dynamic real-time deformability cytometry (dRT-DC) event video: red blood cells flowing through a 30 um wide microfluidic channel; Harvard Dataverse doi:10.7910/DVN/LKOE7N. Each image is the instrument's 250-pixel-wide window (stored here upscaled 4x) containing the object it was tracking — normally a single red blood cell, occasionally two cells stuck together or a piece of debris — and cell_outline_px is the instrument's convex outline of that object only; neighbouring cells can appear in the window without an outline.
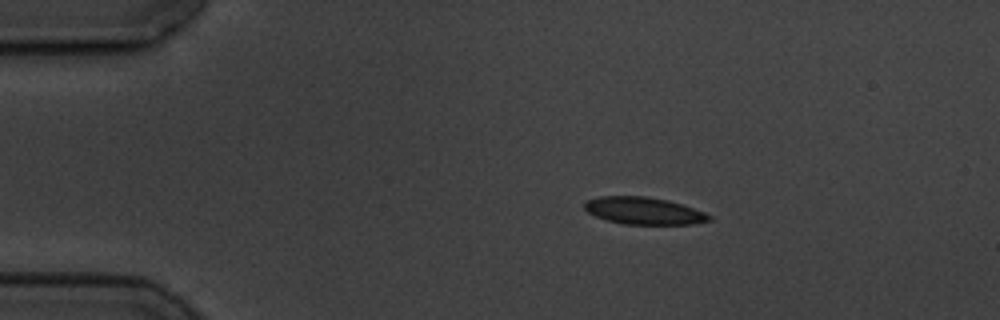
{"species": "common noctule bat (a hibernating species)", "species_latin": "Nyctalus noctula", "temperature_condition": "cold", "stored_images_in_passage": 4, "camera_frame_rate_fps": 3000, "um_per_image_px": 0.085, "animal": {"sex": "male", "body_mass_g": 19.5, "forearm_length_mm": 54.6}, "frame": {"image": 1, "passage_image": 1, "time_ms": 0.0, "image_size_px": [1000, 320], "cell_outline_px": [[712, 220], [692, 224], [624, 224], [608, 220], [596, 216], [588, 212], [584, 208], [584, 204], [588, 200], [600, 196], [648, 196], [668, 200], [704, 212], [712, 216]], "centroid_in_image_um": [54.73, 17.91], "position_along_channel_um": 30.3, "area_um2": 19.59}}
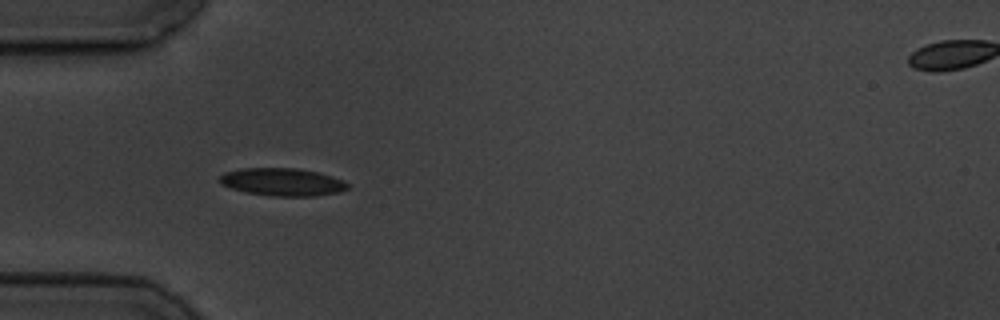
{"frame": {"image": 2, "passage_image": 3, "time_ms": 2.333, "image_size_px": [1000, 320], "cell_outline_px": [[348, 188], [340, 192], [316, 196], [272, 196], [244, 192], [220, 184], [220, 176], [224, 172], [244, 168], [300, 168], [316, 172], [344, 180], [348, 184]], "centroid_in_image_um": [24.0, 15.47], "position_along_channel_um": 61.0, "area_um2": 20.69}}
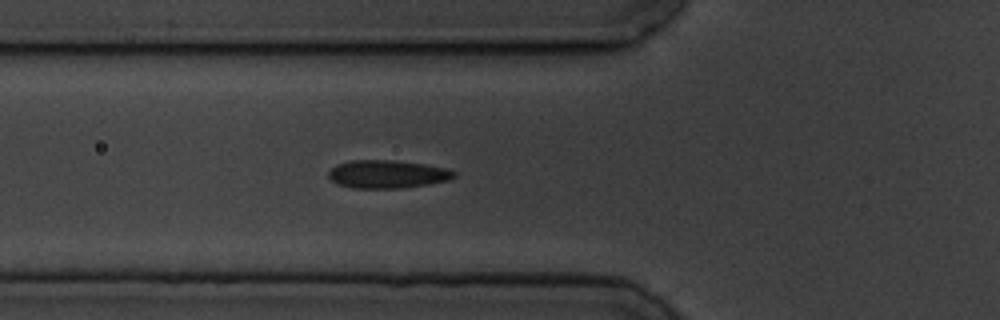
{"frame": {"image": 3, "passage_image": 4, "time_ms": 3.333, "image_size_px": [1000, 320], "cell_outline_px": [[456, 176], [448, 180], [428, 184], [400, 188], [352, 188], [336, 184], [328, 176], [328, 172], [336, 164], [352, 160], [388, 160], [424, 164], [448, 168], [456, 172]], "centroid_in_image_um": [32.91, 14.8], "position_along_channel_um": 92.9, "area_um2": 20.52}}